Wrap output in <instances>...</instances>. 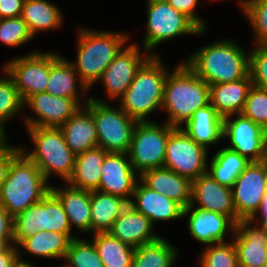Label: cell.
I'll list each match as a JSON object with an SVG mask.
<instances>
[{
  "label": "cell",
  "mask_w": 267,
  "mask_h": 267,
  "mask_svg": "<svg viewBox=\"0 0 267 267\" xmlns=\"http://www.w3.org/2000/svg\"><path fill=\"white\" fill-rule=\"evenodd\" d=\"M21 152H22V148L11 147V146L6 145V143L0 147V190L7 178V174H8L11 162Z\"/></svg>",
  "instance_id": "ee69618b"
},
{
  "label": "cell",
  "mask_w": 267,
  "mask_h": 267,
  "mask_svg": "<svg viewBox=\"0 0 267 267\" xmlns=\"http://www.w3.org/2000/svg\"><path fill=\"white\" fill-rule=\"evenodd\" d=\"M240 4L255 30L257 45L267 47V0H241Z\"/></svg>",
  "instance_id": "74e56055"
},
{
  "label": "cell",
  "mask_w": 267,
  "mask_h": 267,
  "mask_svg": "<svg viewBox=\"0 0 267 267\" xmlns=\"http://www.w3.org/2000/svg\"><path fill=\"white\" fill-rule=\"evenodd\" d=\"M71 238L66 233L38 231L19 245L27 252L46 258H65Z\"/></svg>",
  "instance_id": "4dcf8cb0"
},
{
  "label": "cell",
  "mask_w": 267,
  "mask_h": 267,
  "mask_svg": "<svg viewBox=\"0 0 267 267\" xmlns=\"http://www.w3.org/2000/svg\"><path fill=\"white\" fill-rule=\"evenodd\" d=\"M174 9L189 17L201 30L205 31L204 22L195 15L198 0H166Z\"/></svg>",
  "instance_id": "f6af8a7d"
},
{
  "label": "cell",
  "mask_w": 267,
  "mask_h": 267,
  "mask_svg": "<svg viewBox=\"0 0 267 267\" xmlns=\"http://www.w3.org/2000/svg\"><path fill=\"white\" fill-rule=\"evenodd\" d=\"M13 267H33L30 263L21 261V259L18 258V260L13 264Z\"/></svg>",
  "instance_id": "681fc988"
},
{
  "label": "cell",
  "mask_w": 267,
  "mask_h": 267,
  "mask_svg": "<svg viewBox=\"0 0 267 267\" xmlns=\"http://www.w3.org/2000/svg\"><path fill=\"white\" fill-rule=\"evenodd\" d=\"M24 0H0V19L19 17Z\"/></svg>",
  "instance_id": "bcb514c9"
},
{
  "label": "cell",
  "mask_w": 267,
  "mask_h": 267,
  "mask_svg": "<svg viewBox=\"0 0 267 267\" xmlns=\"http://www.w3.org/2000/svg\"><path fill=\"white\" fill-rule=\"evenodd\" d=\"M7 141L5 139V133L0 129V146L5 144Z\"/></svg>",
  "instance_id": "f907efd6"
},
{
  "label": "cell",
  "mask_w": 267,
  "mask_h": 267,
  "mask_svg": "<svg viewBox=\"0 0 267 267\" xmlns=\"http://www.w3.org/2000/svg\"><path fill=\"white\" fill-rule=\"evenodd\" d=\"M18 253L14 245L0 251V267H13V264L20 258Z\"/></svg>",
  "instance_id": "7dc6e473"
},
{
  "label": "cell",
  "mask_w": 267,
  "mask_h": 267,
  "mask_svg": "<svg viewBox=\"0 0 267 267\" xmlns=\"http://www.w3.org/2000/svg\"><path fill=\"white\" fill-rule=\"evenodd\" d=\"M93 243L104 267H132L136 248L122 242L109 232L95 233Z\"/></svg>",
  "instance_id": "1f68e13d"
},
{
  "label": "cell",
  "mask_w": 267,
  "mask_h": 267,
  "mask_svg": "<svg viewBox=\"0 0 267 267\" xmlns=\"http://www.w3.org/2000/svg\"><path fill=\"white\" fill-rule=\"evenodd\" d=\"M176 256V249L159 237L135 249L132 267H171Z\"/></svg>",
  "instance_id": "e575fe53"
},
{
  "label": "cell",
  "mask_w": 267,
  "mask_h": 267,
  "mask_svg": "<svg viewBox=\"0 0 267 267\" xmlns=\"http://www.w3.org/2000/svg\"><path fill=\"white\" fill-rule=\"evenodd\" d=\"M249 74L254 86L267 90V47L257 46L249 54Z\"/></svg>",
  "instance_id": "b9f144b4"
},
{
  "label": "cell",
  "mask_w": 267,
  "mask_h": 267,
  "mask_svg": "<svg viewBox=\"0 0 267 267\" xmlns=\"http://www.w3.org/2000/svg\"><path fill=\"white\" fill-rule=\"evenodd\" d=\"M23 102L36 93L46 92L50 74V53H32L4 66Z\"/></svg>",
  "instance_id": "5bb4252c"
},
{
  "label": "cell",
  "mask_w": 267,
  "mask_h": 267,
  "mask_svg": "<svg viewBox=\"0 0 267 267\" xmlns=\"http://www.w3.org/2000/svg\"><path fill=\"white\" fill-rule=\"evenodd\" d=\"M252 86L250 74L236 81L209 85L210 104L222 118L240 114Z\"/></svg>",
  "instance_id": "cb8c5ba5"
},
{
  "label": "cell",
  "mask_w": 267,
  "mask_h": 267,
  "mask_svg": "<svg viewBox=\"0 0 267 267\" xmlns=\"http://www.w3.org/2000/svg\"><path fill=\"white\" fill-rule=\"evenodd\" d=\"M71 229L61 201L50 191L41 201L14 217L13 240L17 245L38 231L66 233L74 239Z\"/></svg>",
  "instance_id": "ba28073f"
},
{
  "label": "cell",
  "mask_w": 267,
  "mask_h": 267,
  "mask_svg": "<svg viewBox=\"0 0 267 267\" xmlns=\"http://www.w3.org/2000/svg\"><path fill=\"white\" fill-rule=\"evenodd\" d=\"M14 218L0 205V251L12 246L9 241L13 240Z\"/></svg>",
  "instance_id": "7bdbcfd3"
},
{
  "label": "cell",
  "mask_w": 267,
  "mask_h": 267,
  "mask_svg": "<svg viewBox=\"0 0 267 267\" xmlns=\"http://www.w3.org/2000/svg\"><path fill=\"white\" fill-rule=\"evenodd\" d=\"M27 23L19 17L0 19V41L9 46H19L32 38Z\"/></svg>",
  "instance_id": "60d3db41"
},
{
  "label": "cell",
  "mask_w": 267,
  "mask_h": 267,
  "mask_svg": "<svg viewBox=\"0 0 267 267\" xmlns=\"http://www.w3.org/2000/svg\"><path fill=\"white\" fill-rule=\"evenodd\" d=\"M24 102L12 78H0V129L5 133L3 123L16 114Z\"/></svg>",
  "instance_id": "f35d334b"
},
{
  "label": "cell",
  "mask_w": 267,
  "mask_h": 267,
  "mask_svg": "<svg viewBox=\"0 0 267 267\" xmlns=\"http://www.w3.org/2000/svg\"><path fill=\"white\" fill-rule=\"evenodd\" d=\"M267 160L250 162L237 177L233 187L236 224L240 220L254 221L265 197Z\"/></svg>",
  "instance_id": "7c38bea8"
},
{
  "label": "cell",
  "mask_w": 267,
  "mask_h": 267,
  "mask_svg": "<svg viewBox=\"0 0 267 267\" xmlns=\"http://www.w3.org/2000/svg\"><path fill=\"white\" fill-rule=\"evenodd\" d=\"M265 196H267V175H266V182H265Z\"/></svg>",
  "instance_id": "816d5d0a"
},
{
  "label": "cell",
  "mask_w": 267,
  "mask_h": 267,
  "mask_svg": "<svg viewBox=\"0 0 267 267\" xmlns=\"http://www.w3.org/2000/svg\"><path fill=\"white\" fill-rule=\"evenodd\" d=\"M207 149L192 140L181 128H175L166 144L163 167L193 181L208 172Z\"/></svg>",
  "instance_id": "8fae6325"
},
{
  "label": "cell",
  "mask_w": 267,
  "mask_h": 267,
  "mask_svg": "<svg viewBox=\"0 0 267 267\" xmlns=\"http://www.w3.org/2000/svg\"><path fill=\"white\" fill-rule=\"evenodd\" d=\"M126 155L128 153H109L105 157L98 191L120 196L130 202L128 196L132 197L137 179Z\"/></svg>",
  "instance_id": "e0dca14e"
},
{
  "label": "cell",
  "mask_w": 267,
  "mask_h": 267,
  "mask_svg": "<svg viewBox=\"0 0 267 267\" xmlns=\"http://www.w3.org/2000/svg\"><path fill=\"white\" fill-rule=\"evenodd\" d=\"M128 205L120 196L91 191V231L108 232Z\"/></svg>",
  "instance_id": "f1b7e54d"
},
{
  "label": "cell",
  "mask_w": 267,
  "mask_h": 267,
  "mask_svg": "<svg viewBox=\"0 0 267 267\" xmlns=\"http://www.w3.org/2000/svg\"><path fill=\"white\" fill-rule=\"evenodd\" d=\"M181 129L197 144L205 147L223 138V118L209 103L194 112Z\"/></svg>",
  "instance_id": "484cf974"
},
{
  "label": "cell",
  "mask_w": 267,
  "mask_h": 267,
  "mask_svg": "<svg viewBox=\"0 0 267 267\" xmlns=\"http://www.w3.org/2000/svg\"><path fill=\"white\" fill-rule=\"evenodd\" d=\"M85 105L96 124L98 147L108 153H128L138 121L129 117L121 107L112 108L100 99L88 98Z\"/></svg>",
  "instance_id": "52a82bcc"
},
{
  "label": "cell",
  "mask_w": 267,
  "mask_h": 267,
  "mask_svg": "<svg viewBox=\"0 0 267 267\" xmlns=\"http://www.w3.org/2000/svg\"><path fill=\"white\" fill-rule=\"evenodd\" d=\"M231 121V115L223 118V137H229L230 147L250 162L267 160L266 131L242 113ZM250 155V156H249Z\"/></svg>",
  "instance_id": "4fadbf2b"
},
{
  "label": "cell",
  "mask_w": 267,
  "mask_h": 267,
  "mask_svg": "<svg viewBox=\"0 0 267 267\" xmlns=\"http://www.w3.org/2000/svg\"><path fill=\"white\" fill-rule=\"evenodd\" d=\"M199 209L228 216L236 224L232 188L221 185L207 172L192 181L191 204Z\"/></svg>",
  "instance_id": "ac0fdd59"
},
{
  "label": "cell",
  "mask_w": 267,
  "mask_h": 267,
  "mask_svg": "<svg viewBox=\"0 0 267 267\" xmlns=\"http://www.w3.org/2000/svg\"><path fill=\"white\" fill-rule=\"evenodd\" d=\"M21 18L32 36L41 30L59 27L62 21L60 10L46 0H24Z\"/></svg>",
  "instance_id": "d6a6232c"
},
{
  "label": "cell",
  "mask_w": 267,
  "mask_h": 267,
  "mask_svg": "<svg viewBox=\"0 0 267 267\" xmlns=\"http://www.w3.org/2000/svg\"><path fill=\"white\" fill-rule=\"evenodd\" d=\"M139 50L135 44L123 48L101 75L100 79L111 98H121L125 94L137 70L150 57L141 59Z\"/></svg>",
  "instance_id": "2e32d148"
},
{
  "label": "cell",
  "mask_w": 267,
  "mask_h": 267,
  "mask_svg": "<svg viewBox=\"0 0 267 267\" xmlns=\"http://www.w3.org/2000/svg\"><path fill=\"white\" fill-rule=\"evenodd\" d=\"M148 188L163 194L180 204L184 209L191 204L192 181L165 168H153L139 177Z\"/></svg>",
  "instance_id": "44dd1931"
},
{
  "label": "cell",
  "mask_w": 267,
  "mask_h": 267,
  "mask_svg": "<svg viewBox=\"0 0 267 267\" xmlns=\"http://www.w3.org/2000/svg\"><path fill=\"white\" fill-rule=\"evenodd\" d=\"M250 164L245 157L223 148L215 153L210 163L211 175L221 185L232 188L240 173Z\"/></svg>",
  "instance_id": "836d02e7"
},
{
  "label": "cell",
  "mask_w": 267,
  "mask_h": 267,
  "mask_svg": "<svg viewBox=\"0 0 267 267\" xmlns=\"http://www.w3.org/2000/svg\"><path fill=\"white\" fill-rule=\"evenodd\" d=\"M252 220H240L232 232L236 235L234 242L238 267H266L267 233L260 228L250 226Z\"/></svg>",
  "instance_id": "d6986e66"
},
{
  "label": "cell",
  "mask_w": 267,
  "mask_h": 267,
  "mask_svg": "<svg viewBox=\"0 0 267 267\" xmlns=\"http://www.w3.org/2000/svg\"><path fill=\"white\" fill-rule=\"evenodd\" d=\"M209 85L186 64L167 74L162 109L167 111V123L180 128L199 108L210 103Z\"/></svg>",
  "instance_id": "6da1fadb"
},
{
  "label": "cell",
  "mask_w": 267,
  "mask_h": 267,
  "mask_svg": "<svg viewBox=\"0 0 267 267\" xmlns=\"http://www.w3.org/2000/svg\"><path fill=\"white\" fill-rule=\"evenodd\" d=\"M185 64L208 85L236 81L249 74V55L227 40L203 47Z\"/></svg>",
  "instance_id": "7a4b0ae2"
},
{
  "label": "cell",
  "mask_w": 267,
  "mask_h": 267,
  "mask_svg": "<svg viewBox=\"0 0 267 267\" xmlns=\"http://www.w3.org/2000/svg\"><path fill=\"white\" fill-rule=\"evenodd\" d=\"M167 74L157 55H150L121 97V109L138 122L148 121L146 116L149 113L162 108Z\"/></svg>",
  "instance_id": "5b68a950"
},
{
  "label": "cell",
  "mask_w": 267,
  "mask_h": 267,
  "mask_svg": "<svg viewBox=\"0 0 267 267\" xmlns=\"http://www.w3.org/2000/svg\"><path fill=\"white\" fill-rule=\"evenodd\" d=\"M27 128L35 150L24 154L36 164L46 180L52 172H56L67 182L73 173L76 155L66 144L62 130L54 127Z\"/></svg>",
  "instance_id": "8992f818"
},
{
  "label": "cell",
  "mask_w": 267,
  "mask_h": 267,
  "mask_svg": "<svg viewBox=\"0 0 267 267\" xmlns=\"http://www.w3.org/2000/svg\"><path fill=\"white\" fill-rule=\"evenodd\" d=\"M75 75L78 76L74 70L72 63L64 60L56 54H50V74L47 81L46 93L55 96L74 99L79 102L77 94Z\"/></svg>",
  "instance_id": "f546056e"
},
{
  "label": "cell",
  "mask_w": 267,
  "mask_h": 267,
  "mask_svg": "<svg viewBox=\"0 0 267 267\" xmlns=\"http://www.w3.org/2000/svg\"><path fill=\"white\" fill-rule=\"evenodd\" d=\"M147 32L144 47L150 50L162 41L183 34H200L201 30L189 17L174 9L166 0H147Z\"/></svg>",
  "instance_id": "30bf717a"
},
{
  "label": "cell",
  "mask_w": 267,
  "mask_h": 267,
  "mask_svg": "<svg viewBox=\"0 0 267 267\" xmlns=\"http://www.w3.org/2000/svg\"><path fill=\"white\" fill-rule=\"evenodd\" d=\"M42 172L22 152L11 162L7 178L0 190V205L14 218L50 191Z\"/></svg>",
  "instance_id": "3957f363"
},
{
  "label": "cell",
  "mask_w": 267,
  "mask_h": 267,
  "mask_svg": "<svg viewBox=\"0 0 267 267\" xmlns=\"http://www.w3.org/2000/svg\"><path fill=\"white\" fill-rule=\"evenodd\" d=\"M152 227L153 224L148 217L128 205L108 232L122 242L137 248L159 238L158 235L151 233Z\"/></svg>",
  "instance_id": "603a6c76"
},
{
  "label": "cell",
  "mask_w": 267,
  "mask_h": 267,
  "mask_svg": "<svg viewBox=\"0 0 267 267\" xmlns=\"http://www.w3.org/2000/svg\"><path fill=\"white\" fill-rule=\"evenodd\" d=\"M136 203L129 202L136 211L148 217L152 224L157 220L182 218L184 208L172 199L152 189L136 183L133 195Z\"/></svg>",
  "instance_id": "7402d4cb"
},
{
  "label": "cell",
  "mask_w": 267,
  "mask_h": 267,
  "mask_svg": "<svg viewBox=\"0 0 267 267\" xmlns=\"http://www.w3.org/2000/svg\"><path fill=\"white\" fill-rule=\"evenodd\" d=\"M109 153L100 147L87 150L75 156L74 170L68 184L75 188L97 191L100 184L101 169Z\"/></svg>",
  "instance_id": "4316f807"
},
{
  "label": "cell",
  "mask_w": 267,
  "mask_h": 267,
  "mask_svg": "<svg viewBox=\"0 0 267 267\" xmlns=\"http://www.w3.org/2000/svg\"><path fill=\"white\" fill-rule=\"evenodd\" d=\"M242 114L267 129V90L252 86L247 95Z\"/></svg>",
  "instance_id": "ab89813d"
},
{
  "label": "cell",
  "mask_w": 267,
  "mask_h": 267,
  "mask_svg": "<svg viewBox=\"0 0 267 267\" xmlns=\"http://www.w3.org/2000/svg\"><path fill=\"white\" fill-rule=\"evenodd\" d=\"M65 259L69 262L63 267H104L94 243L79 238L71 240Z\"/></svg>",
  "instance_id": "d590c367"
},
{
  "label": "cell",
  "mask_w": 267,
  "mask_h": 267,
  "mask_svg": "<svg viewBox=\"0 0 267 267\" xmlns=\"http://www.w3.org/2000/svg\"><path fill=\"white\" fill-rule=\"evenodd\" d=\"M192 209V205L185 208L183 216L190 214L188 219L189 231L201 243L213 245L224 242L227 229L230 227V230L234 231L236 228V224L228 216L199 208Z\"/></svg>",
  "instance_id": "ffe728a7"
},
{
  "label": "cell",
  "mask_w": 267,
  "mask_h": 267,
  "mask_svg": "<svg viewBox=\"0 0 267 267\" xmlns=\"http://www.w3.org/2000/svg\"><path fill=\"white\" fill-rule=\"evenodd\" d=\"M175 127L168 123L138 122L134 128L128 157L134 171L142 174L153 168L163 167L166 144Z\"/></svg>",
  "instance_id": "9c48e42d"
},
{
  "label": "cell",
  "mask_w": 267,
  "mask_h": 267,
  "mask_svg": "<svg viewBox=\"0 0 267 267\" xmlns=\"http://www.w3.org/2000/svg\"><path fill=\"white\" fill-rule=\"evenodd\" d=\"M200 265L201 267H238L234 242L208 245L200 257Z\"/></svg>",
  "instance_id": "8d00e7d4"
},
{
  "label": "cell",
  "mask_w": 267,
  "mask_h": 267,
  "mask_svg": "<svg viewBox=\"0 0 267 267\" xmlns=\"http://www.w3.org/2000/svg\"><path fill=\"white\" fill-rule=\"evenodd\" d=\"M68 186L63 190L51 187V192L61 201L70 226L73 224L82 232L91 231V192Z\"/></svg>",
  "instance_id": "83f0119b"
},
{
  "label": "cell",
  "mask_w": 267,
  "mask_h": 267,
  "mask_svg": "<svg viewBox=\"0 0 267 267\" xmlns=\"http://www.w3.org/2000/svg\"><path fill=\"white\" fill-rule=\"evenodd\" d=\"M262 216V223L260 224V228H262L267 233V196L264 197L262 201L261 208L259 210Z\"/></svg>",
  "instance_id": "c3c4849f"
},
{
  "label": "cell",
  "mask_w": 267,
  "mask_h": 267,
  "mask_svg": "<svg viewBox=\"0 0 267 267\" xmlns=\"http://www.w3.org/2000/svg\"><path fill=\"white\" fill-rule=\"evenodd\" d=\"M126 34L79 30L77 63H73L78 73L80 87L86 91L90 85L100 80L101 75L123 49ZM76 64V65H75Z\"/></svg>",
  "instance_id": "277c9868"
},
{
  "label": "cell",
  "mask_w": 267,
  "mask_h": 267,
  "mask_svg": "<svg viewBox=\"0 0 267 267\" xmlns=\"http://www.w3.org/2000/svg\"><path fill=\"white\" fill-rule=\"evenodd\" d=\"M83 108L80 107L60 127L66 144L75 155L98 147L97 129L93 115L86 106Z\"/></svg>",
  "instance_id": "d4e9b609"
},
{
  "label": "cell",
  "mask_w": 267,
  "mask_h": 267,
  "mask_svg": "<svg viewBox=\"0 0 267 267\" xmlns=\"http://www.w3.org/2000/svg\"><path fill=\"white\" fill-rule=\"evenodd\" d=\"M29 105L39 119L26 118L28 127L60 128L79 108L74 99L42 92L30 96L24 105Z\"/></svg>",
  "instance_id": "9a60e30c"
}]
</instances>
